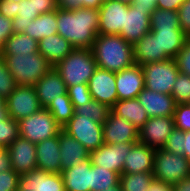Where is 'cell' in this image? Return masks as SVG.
Returning <instances> with one entry per match:
<instances>
[{
    "label": "cell",
    "instance_id": "cell-3",
    "mask_svg": "<svg viewBox=\"0 0 190 191\" xmlns=\"http://www.w3.org/2000/svg\"><path fill=\"white\" fill-rule=\"evenodd\" d=\"M97 68L92 49L81 48H74L54 66L67 87L88 84Z\"/></svg>",
    "mask_w": 190,
    "mask_h": 191
},
{
    "label": "cell",
    "instance_id": "cell-41",
    "mask_svg": "<svg viewBox=\"0 0 190 191\" xmlns=\"http://www.w3.org/2000/svg\"><path fill=\"white\" fill-rule=\"evenodd\" d=\"M174 124L175 128L184 132L190 131V105L189 104H176L174 111Z\"/></svg>",
    "mask_w": 190,
    "mask_h": 191
},
{
    "label": "cell",
    "instance_id": "cell-18",
    "mask_svg": "<svg viewBox=\"0 0 190 191\" xmlns=\"http://www.w3.org/2000/svg\"><path fill=\"white\" fill-rule=\"evenodd\" d=\"M118 100L137 98L144 87L142 66L134 64L119 72H115Z\"/></svg>",
    "mask_w": 190,
    "mask_h": 191
},
{
    "label": "cell",
    "instance_id": "cell-37",
    "mask_svg": "<svg viewBox=\"0 0 190 191\" xmlns=\"http://www.w3.org/2000/svg\"><path fill=\"white\" fill-rule=\"evenodd\" d=\"M176 104L190 103V76L178 73L171 93Z\"/></svg>",
    "mask_w": 190,
    "mask_h": 191
},
{
    "label": "cell",
    "instance_id": "cell-24",
    "mask_svg": "<svg viewBox=\"0 0 190 191\" xmlns=\"http://www.w3.org/2000/svg\"><path fill=\"white\" fill-rule=\"evenodd\" d=\"M61 172L89 158V151L63 129L59 133Z\"/></svg>",
    "mask_w": 190,
    "mask_h": 191
},
{
    "label": "cell",
    "instance_id": "cell-29",
    "mask_svg": "<svg viewBox=\"0 0 190 191\" xmlns=\"http://www.w3.org/2000/svg\"><path fill=\"white\" fill-rule=\"evenodd\" d=\"M37 41L57 34V14L56 10L41 14L29 24L23 32Z\"/></svg>",
    "mask_w": 190,
    "mask_h": 191
},
{
    "label": "cell",
    "instance_id": "cell-1",
    "mask_svg": "<svg viewBox=\"0 0 190 191\" xmlns=\"http://www.w3.org/2000/svg\"><path fill=\"white\" fill-rule=\"evenodd\" d=\"M56 14L59 35L68 40L74 48L92 49L98 35L99 9L63 10L58 8Z\"/></svg>",
    "mask_w": 190,
    "mask_h": 191
},
{
    "label": "cell",
    "instance_id": "cell-36",
    "mask_svg": "<svg viewBox=\"0 0 190 191\" xmlns=\"http://www.w3.org/2000/svg\"><path fill=\"white\" fill-rule=\"evenodd\" d=\"M150 22L151 29L180 28L178 11L155 8Z\"/></svg>",
    "mask_w": 190,
    "mask_h": 191
},
{
    "label": "cell",
    "instance_id": "cell-23",
    "mask_svg": "<svg viewBox=\"0 0 190 191\" xmlns=\"http://www.w3.org/2000/svg\"><path fill=\"white\" fill-rule=\"evenodd\" d=\"M155 149L140 142L134 143L124 160L123 173L153 172Z\"/></svg>",
    "mask_w": 190,
    "mask_h": 191
},
{
    "label": "cell",
    "instance_id": "cell-46",
    "mask_svg": "<svg viewBox=\"0 0 190 191\" xmlns=\"http://www.w3.org/2000/svg\"><path fill=\"white\" fill-rule=\"evenodd\" d=\"M13 33L14 31H13L12 19L6 18L3 15H0V57L3 50V43Z\"/></svg>",
    "mask_w": 190,
    "mask_h": 191
},
{
    "label": "cell",
    "instance_id": "cell-12",
    "mask_svg": "<svg viewBox=\"0 0 190 191\" xmlns=\"http://www.w3.org/2000/svg\"><path fill=\"white\" fill-rule=\"evenodd\" d=\"M103 140L106 144L137 143L139 130L125 118L119 117L112 111L102 124Z\"/></svg>",
    "mask_w": 190,
    "mask_h": 191
},
{
    "label": "cell",
    "instance_id": "cell-59",
    "mask_svg": "<svg viewBox=\"0 0 190 191\" xmlns=\"http://www.w3.org/2000/svg\"><path fill=\"white\" fill-rule=\"evenodd\" d=\"M102 191H122V188L120 185H117V186H112L110 187L109 189H105V190H102Z\"/></svg>",
    "mask_w": 190,
    "mask_h": 191
},
{
    "label": "cell",
    "instance_id": "cell-13",
    "mask_svg": "<svg viewBox=\"0 0 190 191\" xmlns=\"http://www.w3.org/2000/svg\"><path fill=\"white\" fill-rule=\"evenodd\" d=\"M6 151L10 157L12 169L19 175L37 169L35 143L19 136L6 148Z\"/></svg>",
    "mask_w": 190,
    "mask_h": 191
},
{
    "label": "cell",
    "instance_id": "cell-47",
    "mask_svg": "<svg viewBox=\"0 0 190 191\" xmlns=\"http://www.w3.org/2000/svg\"><path fill=\"white\" fill-rule=\"evenodd\" d=\"M34 5L39 15L58 9L57 0H34Z\"/></svg>",
    "mask_w": 190,
    "mask_h": 191
},
{
    "label": "cell",
    "instance_id": "cell-7",
    "mask_svg": "<svg viewBox=\"0 0 190 191\" xmlns=\"http://www.w3.org/2000/svg\"><path fill=\"white\" fill-rule=\"evenodd\" d=\"M142 70L145 88L171 95L179 73L174 59L143 64Z\"/></svg>",
    "mask_w": 190,
    "mask_h": 191
},
{
    "label": "cell",
    "instance_id": "cell-8",
    "mask_svg": "<svg viewBox=\"0 0 190 191\" xmlns=\"http://www.w3.org/2000/svg\"><path fill=\"white\" fill-rule=\"evenodd\" d=\"M62 129L79 141L89 152L104 144L102 124L91 117L74 114Z\"/></svg>",
    "mask_w": 190,
    "mask_h": 191
},
{
    "label": "cell",
    "instance_id": "cell-56",
    "mask_svg": "<svg viewBox=\"0 0 190 191\" xmlns=\"http://www.w3.org/2000/svg\"><path fill=\"white\" fill-rule=\"evenodd\" d=\"M108 0H85V8L99 9L103 2Z\"/></svg>",
    "mask_w": 190,
    "mask_h": 191
},
{
    "label": "cell",
    "instance_id": "cell-50",
    "mask_svg": "<svg viewBox=\"0 0 190 191\" xmlns=\"http://www.w3.org/2000/svg\"><path fill=\"white\" fill-rule=\"evenodd\" d=\"M185 0H156V8L178 11Z\"/></svg>",
    "mask_w": 190,
    "mask_h": 191
},
{
    "label": "cell",
    "instance_id": "cell-6",
    "mask_svg": "<svg viewBox=\"0 0 190 191\" xmlns=\"http://www.w3.org/2000/svg\"><path fill=\"white\" fill-rule=\"evenodd\" d=\"M18 123L19 135L35 144L53 136H59L62 130L46 108H41L34 114L22 118Z\"/></svg>",
    "mask_w": 190,
    "mask_h": 191
},
{
    "label": "cell",
    "instance_id": "cell-19",
    "mask_svg": "<svg viewBox=\"0 0 190 191\" xmlns=\"http://www.w3.org/2000/svg\"><path fill=\"white\" fill-rule=\"evenodd\" d=\"M36 94L42 108H47L52 101L62 99L67 93V85L59 73L52 67L35 85Z\"/></svg>",
    "mask_w": 190,
    "mask_h": 191
},
{
    "label": "cell",
    "instance_id": "cell-15",
    "mask_svg": "<svg viewBox=\"0 0 190 191\" xmlns=\"http://www.w3.org/2000/svg\"><path fill=\"white\" fill-rule=\"evenodd\" d=\"M18 191H65V186L60 173L34 169L20 174Z\"/></svg>",
    "mask_w": 190,
    "mask_h": 191
},
{
    "label": "cell",
    "instance_id": "cell-21",
    "mask_svg": "<svg viewBox=\"0 0 190 191\" xmlns=\"http://www.w3.org/2000/svg\"><path fill=\"white\" fill-rule=\"evenodd\" d=\"M59 136H53L36 144L37 169L61 173Z\"/></svg>",
    "mask_w": 190,
    "mask_h": 191
},
{
    "label": "cell",
    "instance_id": "cell-31",
    "mask_svg": "<svg viewBox=\"0 0 190 191\" xmlns=\"http://www.w3.org/2000/svg\"><path fill=\"white\" fill-rule=\"evenodd\" d=\"M17 17L12 19L14 33H23L26 27L39 16L35 11L34 0L16 2Z\"/></svg>",
    "mask_w": 190,
    "mask_h": 191
},
{
    "label": "cell",
    "instance_id": "cell-25",
    "mask_svg": "<svg viewBox=\"0 0 190 191\" xmlns=\"http://www.w3.org/2000/svg\"><path fill=\"white\" fill-rule=\"evenodd\" d=\"M91 161L86 159L79 165L71 166L60 174L65 191H91Z\"/></svg>",
    "mask_w": 190,
    "mask_h": 191
},
{
    "label": "cell",
    "instance_id": "cell-38",
    "mask_svg": "<svg viewBox=\"0 0 190 191\" xmlns=\"http://www.w3.org/2000/svg\"><path fill=\"white\" fill-rule=\"evenodd\" d=\"M19 123L12 117L4 119L0 124V145L6 149L19 137Z\"/></svg>",
    "mask_w": 190,
    "mask_h": 191
},
{
    "label": "cell",
    "instance_id": "cell-10",
    "mask_svg": "<svg viewBox=\"0 0 190 191\" xmlns=\"http://www.w3.org/2000/svg\"><path fill=\"white\" fill-rule=\"evenodd\" d=\"M134 143L106 144L89 153L91 164L110 171L123 173L124 160Z\"/></svg>",
    "mask_w": 190,
    "mask_h": 191
},
{
    "label": "cell",
    "instance_id": "cell-48",
    "mask_svg": "<svg viewBox=\"0 0 190 191\" xmlns=\"http://www.w3.org/2000/svg\"><path fill=\"white\" fill-rule=\"evenodd\" d=\"M0 15L9 19L17 17L16 2L10 0H0Z\"/></svg>",
    "mask_w": 190,
    "mask_h": 191
},
{
    "label": "cell",
    "instance_id": "cell-30",
    "mask_svg": "<svg viewBox=\"0 0 190 191\" xmlns=\"http://www.w3.org/2000/svg\"><path fill=\"white\" fill-rule=\"evenodd\" d=\"M38 52V41L24 33H13L3 43L1 55L34 54Z\"/></svg>",
    "mask_w": 190,
    "mask_h": 191
},
{
    "label": "cell",
    "instance_id": "cell-5",
    "mask_svg": "<svg viewBox=\"0 0 190 191\" xmlns=\"http://www.w3.org/2000/svg\"><path fill=\"white\" fill-rule=\"evenodd\" d=\"M153 175L158 181L174 185L190 176V161L183 154L156 149Z\"/></svg>",
    "mask_w": 190,
    "mask_h": 191
},
{
    "label": "cell",
    "instance_id": "cell-44",
    "mask_svg": "<svg viewBox=\"0 0 190 191\" xmlns=\"http://www.w3.org/2000/svg\"><path fill=\"white\" fill-rule=\"evenodd\" d=\"M19 176L13 169L0 172V191H18Z\"/></svg>",
    "mask_w": 190,
    "mask_h": 191
},
{
    "label": "cell",
    "instance_id": "cell-52",
    "mask_svg": "<svg viewBox=\"0 0 190 191\" xmlns=\"http://www.w3.org/2000/svg\"><path fill=\"white\" fill-rule=\"evenodd\" d=\"M133 7L147 9L150 13L156 8V0H134L131 4Z\"/></svg>",
    "mask_w": 190,
    "mask_h": 191
},
{
    "label": "cell",
    "instance_id": "cell-4",
    "mask_svg": "<svg viewBox=\"0 0 190 191\" xmlns=\"http://www.w3.org/2000/svg\"><path fill=\"white\" fill-rule=\"evenodd\" d=\"M17 85H35L51 68L47 59L34 54L1 55Z\"/></svg>",
    "mask_w": 190,
    "mask_h": 191
},
{
    "label": "cell",
    "instance_id": "cell-58",
    "mask_svg": "<svg viewBox=\"0 0 190 191\" xmlns=\"http://www.w3.org/2000/svg\"><path fill=\"white\" fill-rule=\"evenodd\" d=\"M0 110H8L6 106V99L0 96Z\"/></svg>",
    "mask_w": 190,
    "mask_h": 191
},
{
    "label": "cell",
    "instance_id": "cell-34",
    "mask_svg": "<svg viewBox=\"0 0 190 191\" xmlns=\"http://www.w3.org/2000/svg\"><path fill=\"white\" fill-rule=\"evenodd\" d=\"M110 111L111 108H109L106 104L98 102L94 99L86 102L85 104L74 107V114L91 117L94 122L100 124H103L107 120Z\"/></svg>",
    "mask_w": 190,
    "mask_h": 191
},
{
    "label": "cell",
    "instance_id": "cell-49",
    "mask_svg": "<svg viewBox=\"0 0 190 191\" xmlns=\"http://www.w3.org/2000/svg\"><path fill=\"white\" fill-rule=\"evenodd\" d=\"M57 5L63 10H77L85 8V0H57Z\"/></svg>",
    "mask_w": 190,
    "mask_h": 191
},
{
    "label": "cell",
    "instance_id": "cell-16",
    "mask_svg": "<svg viewBox=\"0 0 190 191\" xmlns=\"http://www.w3.org/2000/svg\"><path fill=\"white\" fill-rule=\"evenodd\" d=\"M92 98L112 108L118 100L115 72L97 68L88 82Z\"/></svg>",
    "mask_w": 190,
    "mask_h": 191
},
{
    "label": "cell",
    "instance_id": "cell-35",
    "mask_svg": "<svg viewBox=\"0 0 190 191\" xmlns=\"http://www.w3.org/2000/svg\"><path fill=\"white\" fill-rule=\"evenodd\" d=\"M46 109L52 114L61 127L74 115V106L68 94L62 95V99L52 101Z\"/></svg>",
    "mask_w": 190,
    "mask_h": 191
},
{
    "label": "cell",
    "instance_id": "cell-60",
    "mask_svg": "<svg viewBox=\"0 0 190 191\" xmlns=\"http://www.w3.org/2000/svg\"><path fill=\"white\" fill-rule=\"evenodd\" d=\"M131 5L134 0H116Z\"/></svg>",
    "mask_w": 190,
    "mask_h": 191
},
{
    "label": "cell",
    "instance_id": "cell-9",
    "mask_svg": "<svg viewBox=\"0 0 190 191\" xmlns=\"http://www.w3.org/2000/svg\"><path fill=\"white\" fill-rule=\"evenodd\" d=\"M9 116L19 121L39 111L42 107L33 85H17L6 99Z\"/></svg>",
    "mask_w": 190,
    "mask_h": 191
},
{
    "label": "cell",
    "instance_id": "cell-32",
    "mask_svg": "<svg viewBox=\"0 0 190 191\" xmlns=\"http://www.w3.org/2000/svg\"><path fill=\"white\" fill-rule=\"evenodd\" d=\"M120 185V174L103 167L91 166V191L107 190Z\"/></svg>",
    "mask_w": 190,
    "mask_h": 191
},
{
    "label": "cell",
    "instance_id": "cell-61",
    "mask_svg": "<svg viewBox=\"0 0 190 191\" xmlns=\"http://www.w3.org/2000/svg\"><path fill=\"white\" fill-rule=\"evenodd\" d=\"M10 1H13V2H18V3H19L21 0H10Z\"/></svg>",
    "mask_w": 190,
    "mask_h": 191
},
{
    "label": "cell",
    "instance_id": "cell-55",
    "mask_svg": "<svg viewBox=\"0 0 190 191\" xmlns=\"http://www.w3.org/2000/svg\"><path fill=\"white\" fill-rule=\"evenodd\" d=\"M183 155L190 161V131L185 132L183 139Z\"/></svg>",
    "mask_w": 190,
    "mask_h": 191
},
{
    "label": "cell",
    "instance_id": "cell-39",
    "mask_svg": "<svg viewBox=\"0 0 190 191\" xmlns=\"http://www.w3.org/2000/svg\"><path fill=\"white\" fill-rule=\"evenodd\" d=\"M16 86L17 84L8 70L6 62L0 57V96L7 99Z\"/></svg>",
    "mask_w": 190,
    "mask_h": 191
},
{
    "label": "cell",
    "instance_id": "cell-33",
    "mask_svg": "<svg viewBox=\"0 0 190 191\" xmlns=\"http://www.w3.org/2000/svg\"><path fill=\"white\" fill-rule=\"evenodd\" d=\"M154 179L153 172L122 173L120 186L122 191H147Z\"/></svg>",
    "mask_w": 190,
    "mask_h": 191
},
{
    "label": "cell",
    "instance_id": "cell-11",
    "mask_svg": "<svg viewBox=\"0 0 190 191\" xmlns=\"http://www.w3.org/2000/svg\"><path fill=\"white\" fill-rule=\"evenodd\" d=\"M175 129L173 116L150 117L139 130V142L152 149H162Z\"/></svg>",
    "mask_w": 190,
    "mask_h": 191
},
{
    "label": "cell",
    "instance_id": "cell-53",
    "mask_svg": "<svg viewBox=\"0 0 190 191\" xmlns=\"http://www.w3.org/2000/svg\"><path fill=\"white\" fill-rule=\"evenodd\" d=\"M147 191H173V187L170 184L154 179Z\"/></svg>",
    "mask_w": 190,
    "mask_h": 191
},
{
    "label": "cell",
    "instance_id": "cell-28",
    "mask_svg": "<svg viewBox=\"0 0 190 191\" xmlns=\"http://www.w3.org/2000/svg\"><path fill=\"white\" fill-rule=\"evenodd\" d=\"M135 64H143L160 61V44L151 32H148L133 45Z\"/></svg>",
    "mask_w": 190,
    "mask_h": 191
},
{
    "label": "cell",
    "instance_id": "cell-54",
    "mask_svg": "<svg viewBox=\"0 0 190 191\" xmlns=\"http://www.w3.org/2000/svg\"><path fill=\"white\" fill-rule=\"evenodd\" d=\"M173 191H190V176L174 184Z\"/></svg>",
    "mask_w": 190,
    "mask_h": 191
},
{
    "label": "cell",
    "instance_id": "cell-22",
    "mask_svg": "<svg viewBox=\"0 0 190 191\" xmlns=\"http://www.w3.org/2000/svg\"><path fill=\"white\" fill-rule=\"evenodd\" d=\"M160 44V61L174 59L189 38L180 28L151 29Z\"/></svg>",
    "mask_w": 190,
    "mask_h": 191
},
{
    "label": "cell",
    "instance_id": "cell-43",
    "mask_svg": "<svg viewBox=\"0 0 190 191\" xmlns=\"http://www.w3.org/2000/svg\"><path fill=\"white\" fill-rule=\"evenodd\" d=\"M174 60L179 72L190 76V38L186 40Z\"/></svg>",
    "mask_w": 190,
    "mask_h": 191
},
{
    "label": "cell",
    "instance_id": "cell-20",
    "mask_svg": "<svg viewBox=\"0 0 190 191\" xmlns=\"http://www.w3.org/2000/svg\"><path fill=\"white\" fill-rule=\"evenodd\" d=\"M137 99L146 110L147 116L150 117H167L173 116L176 108V102L172 95L162 94L144 88L138 95Z\"/></svg>",
    "mask_w": 190,
    "mask_h": 191
},
{
    "label": "cell",
    "instance_id": "cell-14",
    "mask_svg": "<svg viewBox=\"0 0 190 191\" xmlns=\"http://www.w3.org/2000/svg\"><path fill=\"white\" fill-rule=\"evenodd\" d=\"M150 15L151 13L147 9L129 5L125 9L124 28L119 35L125 41L134 45L151 31Z\"/></svg>",
    "mask_w": 190,
    "mask_h": 191
},
{
    "label": "cell",
    "instance_id": "cell-17",
    "mask_svg": "<svg viewBox=\"0 0 190 191\" xmlns=\"http://www.w3.org/2000/svg\"><path fill=\"white\" fill-rule=\"evenodd\" d=\"M128 6L116 0L103 2L99 8L98 34L119 35L124 28L125 9Z\"/></svg>",
    "mask_w": 190,
    "mask_h": 191
},
{
    "label": "cell",
    "instance_id": "cell-42",
    "mask_svg": "<svg viewBox=\"0 0 190 191\" xmlns=\"http://www.w3.org/2000/svg\"><path fill=\"white\" fill-rule=\"evenodd\" d=\"M185 138V132L179 129H174L171 135L167 138V141L162 149L174 153L183 154V139Z\"/></svg>",
    "mask_w": 190,
    "mask_h": 191
},
{
    "label": "cell",
    "instance_id": "cell-2",
    "mask_svg": "<svg viewBox=\"0 0 190 191\" xmlns=\"http://www.w3.org/2000/svg\"><path fill=\"white\" fill-rule=\"evenodd\" d=\"M92 52L98 68L119 72L135 64L133 45L120 35L98 34Z\"/></svg>",
    "mask_w": 190,
    "mask_h": 191
},
{
    "label": "cell",
    "instance_id": "cell-27",
    "mask_svg": "<svg viewBox=\"0 0 190 191\" xmlns=\"http://www.w3.org/2000/svg\"><path fill=\"white\" fill-rule=\"evenodd\" d=\"M111 111L119 117L125 118L140 130L149 119L146 110L137 98L117 100Z\"/></svg>",
    "mask_w": 190,
    "mask_h": 191
},
{
    "label": "cell",
    "instance_id": "cell-26",
    "mask_svg": "<svg viewBox=\"0 0 190 191\" xmlns=\"http://www.w3.org/2000/svg\"><path fill=\"white\" fill-rule=\"evenodd\" d=\"M74 49L72 44L61 35H49L38 41V52L54 67Z\"/></svg>",
    "mask_w": 190,
    "mask_h": 191
},
{
    "label": "cell",
    "instance_id": "cell-40",
    "mask_svg": "<svg viewBox=\"0 0 190 191\" xmlns=\"http://www.w3.org/2000/svg\"><path fill=\"white\" fill-rule=\"evenodd\" d=\"M67 88L68 96L74 107L93 100L88 84H77Z\"/></svg>",
    "mask_w": 190,
    "mask_h": 191
},
{
    "label": "cell",
    "instance_id": "cell-57",
    "mask_svg": "<svg viewBox=\"0 0 190 191\" xmlns=\"http://www.w3.org/2000/svg\"><path fill=\"white\" fill-rule=\"evenodd\" d=\"M9 117L10 116L8 110H0V124L2 120L7 119Z\"/></svg>",
    "mask_w": 190,
    "mask_h": 191
},
{
    "label": "cell",
    "instance_id": "cell-51",
    "mask_svg": "<svg viewBox=\"0 0 190 191\" xmlns=\"http://www.w3.org/2000/svg\"><path fill=\"white\" fill-rule=\"evenodd\" d=\"M12 169L11 167V162H10V157L6 149H4L0 145V172L10 170Z\"/></svg>",
    "mask_w": 190,
    "mask_h": 191
},
{
    "label": "cell",
    "instance_id": "cell-45",
    "mask_svg": "<svg viewBox=\"0 0 190 191\" xmlns=\"http://www.w3.org/2000/svg\"><path fill=\"white\" fill-rule=\"evenodd\" d=\"M180 29L190 38V0H185L178 9Z\"/></svg>",
    "mask_w": 190,
    "mask_h": 191
}]
</instances>
